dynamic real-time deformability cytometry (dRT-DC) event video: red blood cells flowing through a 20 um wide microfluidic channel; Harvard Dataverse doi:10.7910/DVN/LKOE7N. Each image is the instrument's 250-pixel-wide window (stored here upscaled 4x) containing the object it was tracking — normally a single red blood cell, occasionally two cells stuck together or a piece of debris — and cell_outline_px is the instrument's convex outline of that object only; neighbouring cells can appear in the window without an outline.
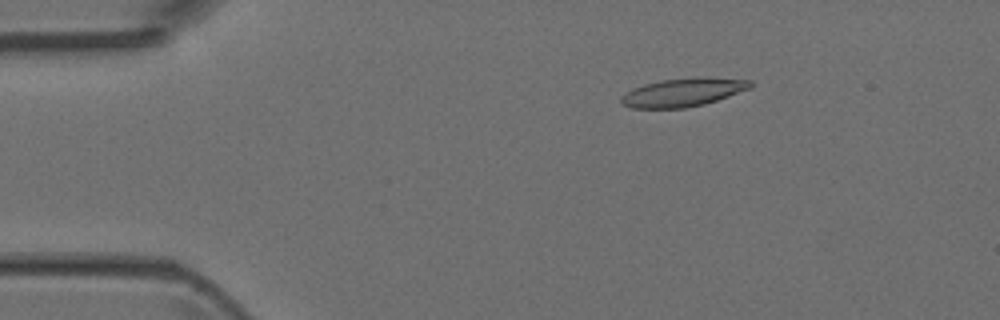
{"species": "Egyptian fruit bat (a non-hibernating species)", "species_latin": "Rousettus aegyptiacus", "temperature_condition": "room temperature", "stored_images_in_passage": 15, "camera_frame_rate_fps": 3000, "um_per_image_px": 0.085, "animal": {"sex": "female"}, "frame": {"image": 1, "passage_image": 1, "time_ms": 0.0, "image_size_px": [1000, 320], "cell_outline_px": [[756, 84], [752, 88], [704, 104], [684, 108], [632, 108], [624, 104], [620, 100], [620, 96], [632, 88], [644, 84], [664, 80], [752, 80]], "centroid_in_image_um": [57.99, 7.9], "position_along_channel_um": 27.0, "area_um2": 20.23}}
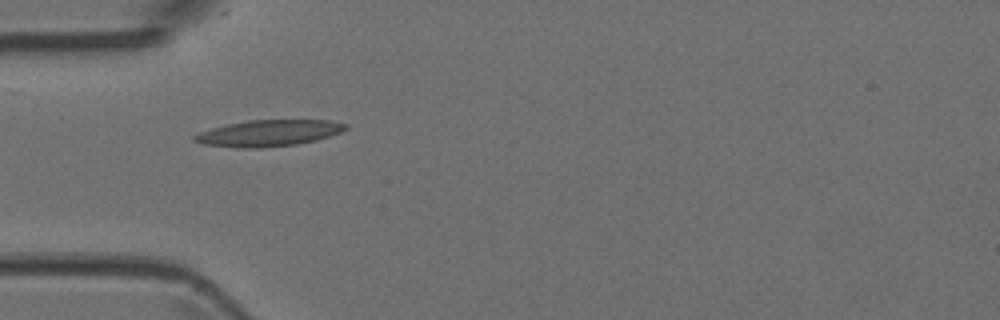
{"frame": {"image": 2, "passage_image": 8, "time_ms": 2.333, "image_size_px": [1000, 320], "cell_outline_px": [[348, 128], [340, 132], [316, 140], [296, 144], [260, 148], [240, 148], [204, 144], [192, 140], [192, 136], [200, 132], [212, 128], [228, 124], [248, 120], [328, 120], [348, 124]], "centroid_in_image_um": [22.83, 11.31], "position_along_channel_um": 62.2, "area_um2": 23.06}}